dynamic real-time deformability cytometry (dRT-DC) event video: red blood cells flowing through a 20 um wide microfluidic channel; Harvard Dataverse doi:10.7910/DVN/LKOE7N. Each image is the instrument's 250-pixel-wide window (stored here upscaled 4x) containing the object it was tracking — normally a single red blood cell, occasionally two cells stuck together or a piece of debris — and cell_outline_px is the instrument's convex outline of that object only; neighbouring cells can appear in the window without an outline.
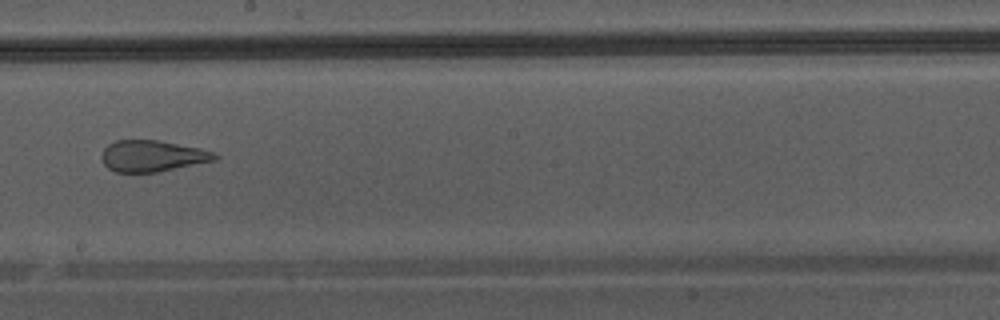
{"species": "Egyptian fruit bat (a non-hibernating species)", "species_latin": "Rousettus aegyptiacus", "temperature_condition": "warm", "stored_images_in_passage": 39, "camera_frame_rate_fps": 3000, "um_per_image_px": 0.085, "animal": {"sex": "male"}, "frame": {"image": 1, "passage_image": 23, "time_ms": 7.333, "image_size_px": [1000, 320], "cell_outline_px": [[220, 156], [216, 160], [156, 172], [116, 172], [108, 168], [104, 164], [100, 156], [104, 148], [108, 144], [116, 140], [156, 140], [200, 148], [216, 152]], "centroid_in_image_um": [12.95, 13.25], "position_along_channel_um": 235.3, "area_um2": 20.63}}